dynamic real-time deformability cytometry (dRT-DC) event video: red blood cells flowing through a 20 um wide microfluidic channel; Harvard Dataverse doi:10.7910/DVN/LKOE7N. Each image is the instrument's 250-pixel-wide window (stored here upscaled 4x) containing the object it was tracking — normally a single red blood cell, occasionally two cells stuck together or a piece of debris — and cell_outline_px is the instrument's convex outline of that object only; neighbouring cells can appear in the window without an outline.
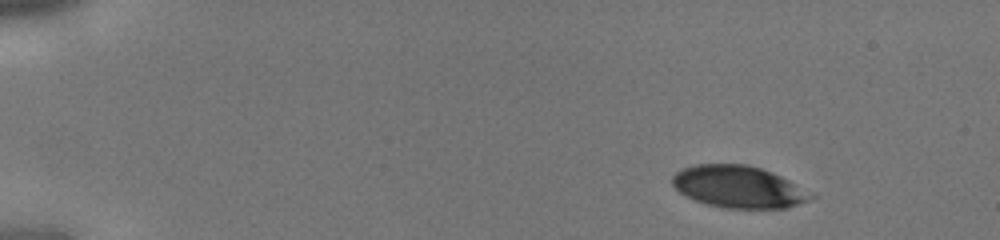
{"species": "human", "species_latin": "Homo sapiens", "temperature_condition": "cold", "stored_images_in_passage": 39, "camera_frame_rate_fps": 3000, "um_per_image_px": 0.085, "donor": {"sex": "male"}, "frame": {"image": 1, "passage_image": 1, "time_ms": 0.0, "image_size_px": [1000, 240], "cell_outline_px": [[816, 196], [808, 200], [784, 208], [724, 208], [708, 204], [696, 200], [680, 192], [672, 184], [672, 176], [676, 172], [684, 168], [696, 164], [748, 164], [772, 172], [788, 180]], "centroid_in_image_um": [62.75, 15.87], "position_along_channel_um": 22.3, "area_um2": 33.47}}
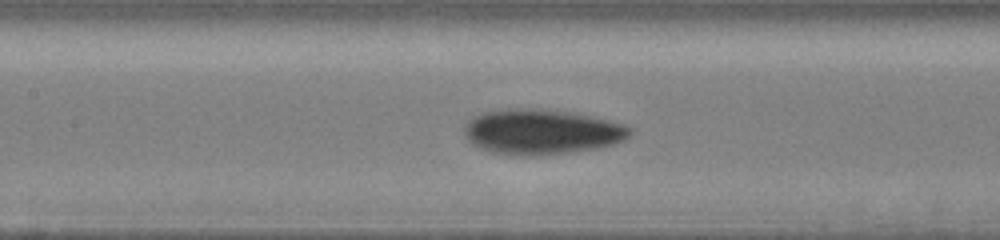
{"frame": {"image": 2, "passage_image": 17, "time_ms": 5.333, "image_size_px": [1000, 240], "cell_outline_px": [[632, 132], [624, 140], [612, 144], [596, 148], [572, 152], [540, 156], [516, 156], [492, 152], [480, 148], [472, 144], [464, 136], [464, 128], [468, 120], [484, 112], [504, 108], [540, 108], [576, 112], [624, 124], [632, 128]], "centroid_in_image_um": [46.02, 11.2], "position_along_channel_um": 161.4, "area_um2": 44.16}}
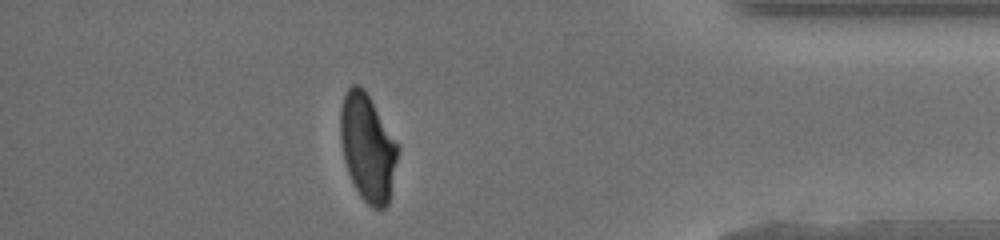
{"frame": {"image": 3, "passage_image": 34, "time_ms": 11.0, "image_size_px": [1000, 240], "cell_outline_px": [[400, 148], [388, 204], [384, 208], [372, 208], [360, 196], [348, 172], [344, 160], [340, 140], [340, 112], [344, 92], [352, 84], [360, 84], [364, 88], [400, 144]], "centroid_in_image_um": [31.26, 12.5], "position_along_channel_um": 403.9, "area_um2": 36.3}}